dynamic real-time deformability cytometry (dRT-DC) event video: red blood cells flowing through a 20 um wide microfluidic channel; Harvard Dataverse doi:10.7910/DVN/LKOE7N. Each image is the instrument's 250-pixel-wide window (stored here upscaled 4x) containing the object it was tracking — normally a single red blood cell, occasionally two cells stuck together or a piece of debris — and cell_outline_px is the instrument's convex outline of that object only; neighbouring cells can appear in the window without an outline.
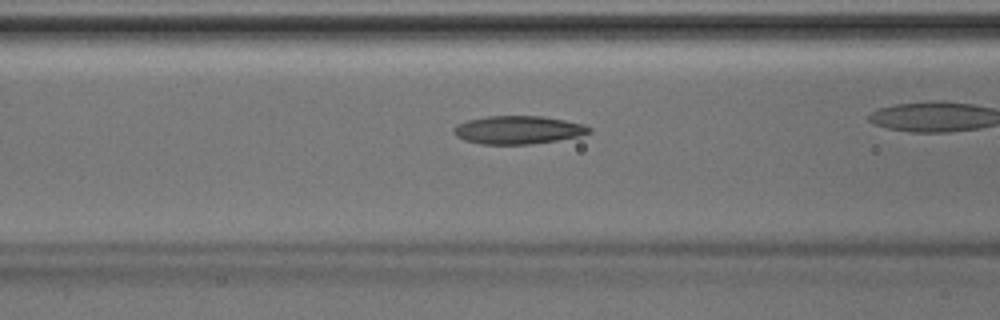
{"species": "Egyptian fruit bat (a non-hibernating species)", "species_latin": "Rousettus aegyptiacus", "temperature_condition": "room temperature", "stored_images_in_passage": 13, "camera_frame_rate_fps": 3000, "um_per_image_px": 0.085, "animal": {"sex": "male"}, "frame": {"image": 1, "passage_image": 11, "time_ms": 3.333, "image_size_px": [1000, 320], "cell_outline_px": [[592, 132], [580, 136], [556, 140], [528, 144], [484, 144], [464, 140], [456, 136], [452, 132], [452, 128], [456, 124], [468, 120], [488, 116], [544, 116], [584, 124], [592, 128]], "centroid_in_image_um": [44.03, 11.03], "position_along_channel_um": 122.6, "area_um2": 22.25}}